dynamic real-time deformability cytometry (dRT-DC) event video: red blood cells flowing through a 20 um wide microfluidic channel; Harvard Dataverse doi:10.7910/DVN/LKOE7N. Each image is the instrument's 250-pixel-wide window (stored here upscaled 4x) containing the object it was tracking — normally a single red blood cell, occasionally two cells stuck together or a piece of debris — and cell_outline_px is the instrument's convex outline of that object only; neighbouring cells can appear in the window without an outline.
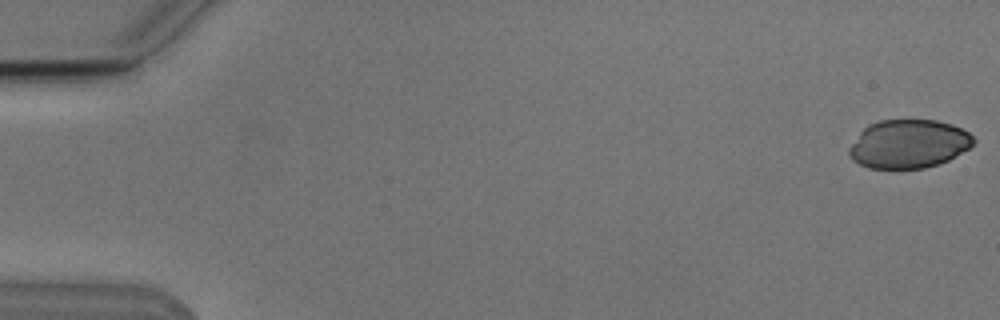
{"species": "Egyptian fruit bat (a non-hibernating species)", "species_latin": "Rousettus aegyptiacus", "temperature_condition": "cold", "stored_images_in_passage": 9, "camera_frame_rate_fps": 3000, "um_per_image_px": 0.085, "animal": {"sex": "male"}, "frame": {"image": 1, "passage_image": 1, "time_ms": 0.0, "image_size_px": [1000, 320], "cell_outline_px": [[976, 140], [968, 148], [948, 160], [924, 168], [868, 168], [852, 160], [848, 152], [848, 148], [860, 132], [868, 124], [880, 120], [936, 120], [952, 124], [968, 132]], "centroid_in_image_um": [77.2, 12.22], "position_along_channel_um": 7.8, "area_um2": 35.03}}